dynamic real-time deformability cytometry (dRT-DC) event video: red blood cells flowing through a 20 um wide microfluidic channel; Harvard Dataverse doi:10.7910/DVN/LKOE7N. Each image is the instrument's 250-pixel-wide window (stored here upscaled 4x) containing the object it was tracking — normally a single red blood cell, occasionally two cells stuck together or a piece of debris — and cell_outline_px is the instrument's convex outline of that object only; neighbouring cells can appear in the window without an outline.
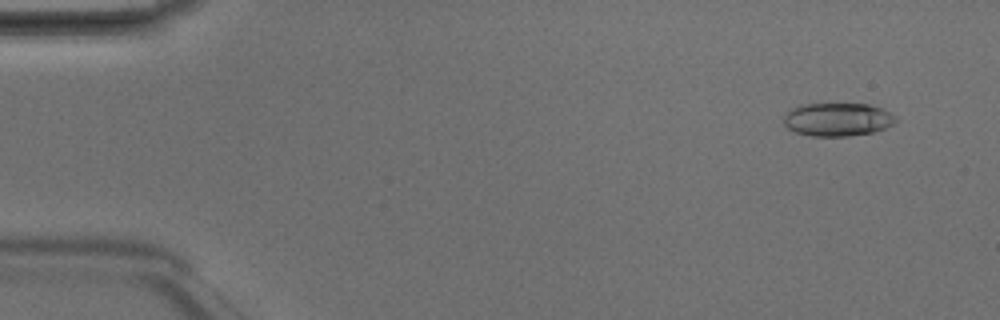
{"species": "Egyptian fruit bat (a non-hibernating species)", "species_latin": "Rousettus aegyptiacus", "temperature_condition": "room temperature", "stored_images_in_passage": 5, "camera_frame_rate_fps": 3000, "um_per_image_px": 0.085, "animal": {"sex": "male"}, "frame": {"image": 1, "passage_image": 2, "time_ms": 0.333, "image_size_px": [1000, 320], "cell_outline_px": [[900, 120], [884, 128], [872, 132], [848, 136], [812, 136], [796, 132], [788, 128], [784, 124], [784, 116], [792, 108], [800, 104], [872, 104], [896, 116]], "centroid_in_image_um": [71.2, 10.15], "position_along_channel_um": 13.8, "area_um2": 21.68}}
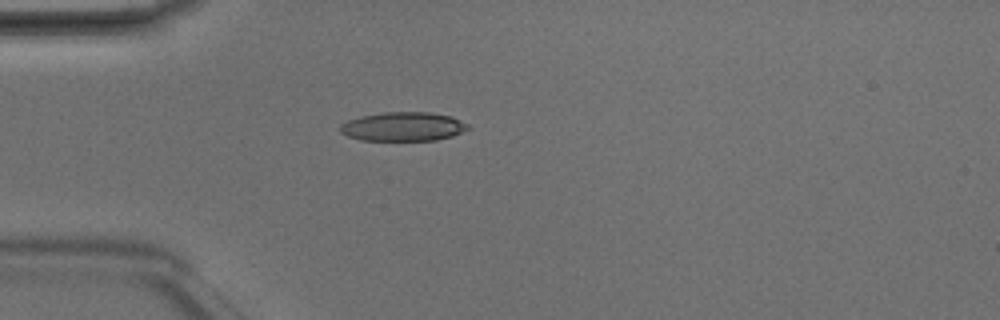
{"frame": {"image": 2, "passage_image": 5, "time_ms": 1.333, "image_size_px": [1000, 320], "cell_outline_px": [[472, 128], [452, 136], [436, 140], [360, 140], [348, 136], [340, 132], [340, 124], [348, 120], [360, 116], [384, 112], [432, 112], [452, 116], [468, 124]], "centroid_in_image_um": [34.29, 10.75], "position_along_channel_um": 50.7, "area_um2": 21.73}}